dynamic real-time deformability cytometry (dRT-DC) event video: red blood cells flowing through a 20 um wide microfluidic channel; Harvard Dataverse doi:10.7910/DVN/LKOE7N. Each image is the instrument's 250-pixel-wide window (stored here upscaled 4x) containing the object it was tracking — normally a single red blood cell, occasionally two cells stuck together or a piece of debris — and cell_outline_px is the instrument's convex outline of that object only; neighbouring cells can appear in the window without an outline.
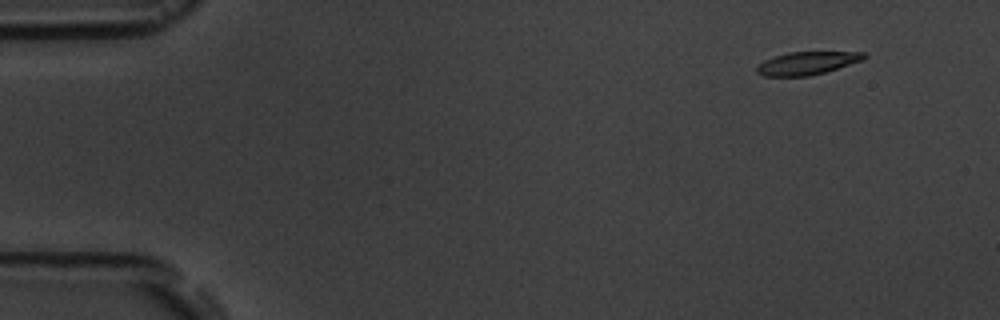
{"species": "common noctule bat (a hibernating species)", "species_latin": "Nyctalus noctula", "temperature_condition": "room temperature", "stored_images_in_passage": 10, "camera_frame_rate_fps": 3000, "um_per_image_px": 0.085, "animal": {"sex": "male", "body_mass_g": 19.5, "forearm_length_mm": 54.6}, "frame": {"image": 1, "passage_image": 2, "time_ms": 1.333, "image_size_px": [1000, 320], "cell_outline_px": [[868, 56], [864, 60], [824, 72], [808, 76], [764, 76], [756, 72], [756, 68], [764, 60], [788, 52], [864, 52]], "centroid_in_image_um": [68.62, 5.36], "position_along_channel_um": 16.4, "area_um2": 14.22}}
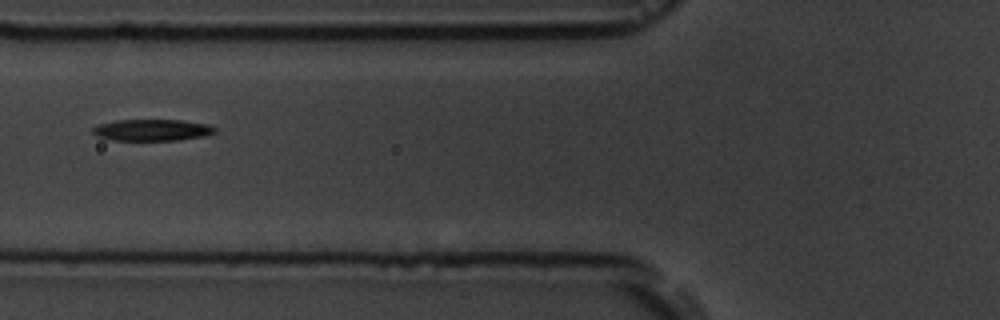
{"frame": {"image": 2, "passage_image": 7, "time_ms": 7.0, "image_size_px": [1000, 320], "cell_outline_px": [[216, 132], [204, 136], [176, 140], [112, 140], [96, 136], [92, 132], [92, 128], [100, 124], [116, 120], [184, 120], [208, 124], [216, 128]], "centroid_in_image_um": [12.93, 11.05], "position_along_channel_um": 112.9, "area_um2": 15.32}}
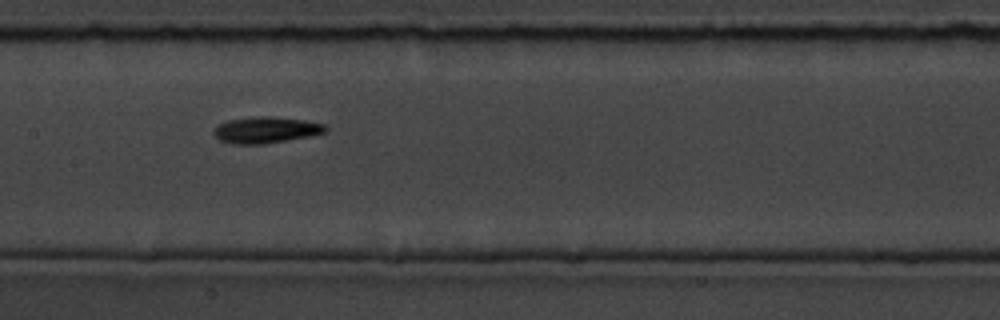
{"frame": {"image": 3, "passage_image": 9, "time_ms": 9.0, "image_size_px": [1000, 320], "cell_outline_px": [[328, 128], [324, 132], [312, 136], [264, 144], [232, 144], [220, 140], [212, 132], [220, 124], [228, 120], [256, 116], [272, 116], [304, 120], [324, 124]], "centroid_in_image_um": [22.62, 11.05], "position_along_channel_um": 184.8, "area_um2": 17.11}}